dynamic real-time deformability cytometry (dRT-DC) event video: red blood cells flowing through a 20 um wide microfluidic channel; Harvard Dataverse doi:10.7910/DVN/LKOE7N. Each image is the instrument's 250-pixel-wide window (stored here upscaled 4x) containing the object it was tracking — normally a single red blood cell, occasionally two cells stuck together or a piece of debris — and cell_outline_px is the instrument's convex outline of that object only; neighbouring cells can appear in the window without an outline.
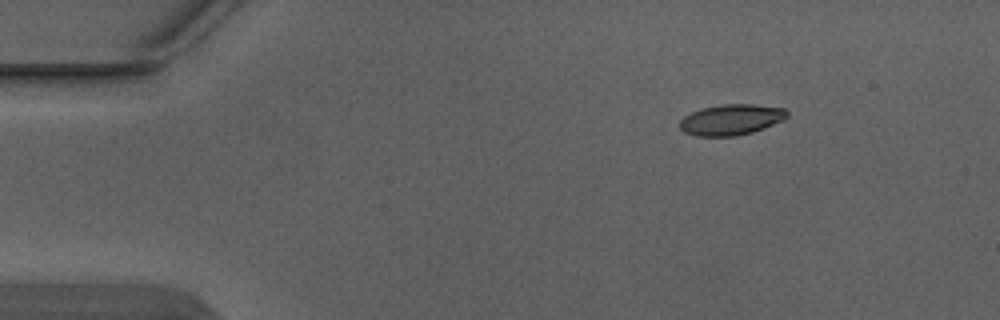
{"species": "Egyptian fruit bat (a non-hibernating species)", "species_latin": "Rousettus aegyptiacus", "temperature_condition": "warm", "stored_images_in_passage": 3, "camera_frame_rate_fps": 3000, "um_per_image_px": 0.085, "animal": {"sex": "male"}, "frame": {"image": 1, "passage_image": 1, "time_ms": 0.0, "image_size_px": [1000, 320], "cell_outline_px": [[788, 116], [784, 120], [752, 132], [736, 136], [696, 136], [684, 132], [680, 128], [680, 120], [684, 116], [692, 112], [704, 108], [724, 104], [752, 104], [784, 108], [788, 112]], "centroid_in_image_um": [62.16, 10.17], "position_along_channel_um": 22.8, "area_um2": 19.13}}